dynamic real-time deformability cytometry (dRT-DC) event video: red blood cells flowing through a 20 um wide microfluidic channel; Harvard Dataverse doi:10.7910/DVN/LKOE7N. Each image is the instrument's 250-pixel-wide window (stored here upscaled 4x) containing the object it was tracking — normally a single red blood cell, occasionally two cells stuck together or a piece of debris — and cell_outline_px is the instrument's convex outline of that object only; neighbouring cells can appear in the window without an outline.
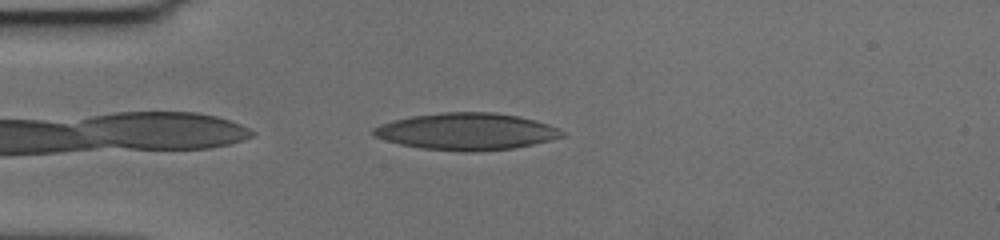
{"species": "human", "species_latin": "Homo sapiens", "temperature_condition": "cold", "stored_images_in_passage": 41, "camera_frame_rate_fps": 3000, "um_per_image_px": 0.085, "donor": {"sex": "female"}, "frame": {"image": 1, "passage_image": 3, "time_ms": 0.667, "image_size_px": [1000, 240], "cell_outline_px": [[564, 136], [532, 144], [512, 148], [468, 152], [460, 152], [420, 148], [400, 144], [372, 136], [372, 128], [380, 124], [392, 120], [412, 116], [440, 112], [496, 112], [536, 120], [560, 128], [564, 132]], "centroid_in_image_um": [39.62, 11.17], "position_along_channel_um": 45.4, "area_um2": 40.63}}
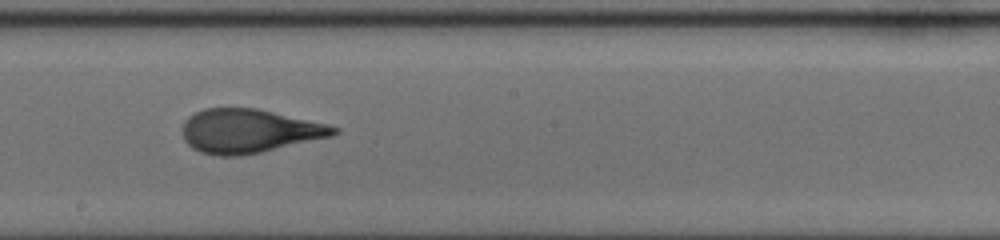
{"frame": {"image": 2, "passage_image": 20, "time_ms": 6.333, "image_size_px": [1000, 240], "cell_outline_px": [[340, 132], [332, 136], [260, 152], [240, 156], [216, 156], [200, 152], [192, 148], [184, 140], [184, 120], [188, 116], [204, 108], [256, 108], [324, 124], [340, 128]], "centroid_in_image_um": [21.13, 11.14], "position_along_channel_um": 227.1, "area_um2": 38.26}}
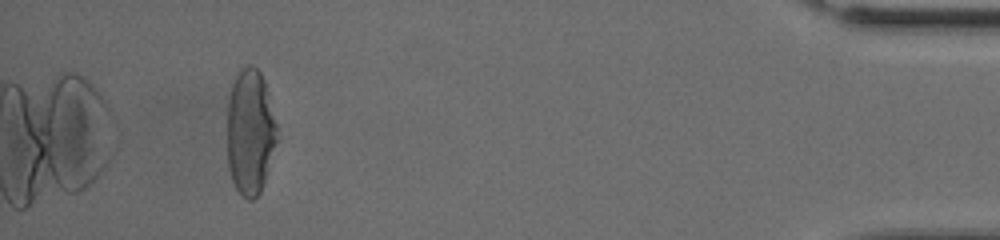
{"frame": {"image": 3, "passage_image": 41, "time_ms": 13.333, "image_size_px": [1000, 240], "cell_outline_px": [[276, 140], [264, 180], [260, 192], [252, 200], [248, 200], [236, 188], [232, 180], [228, 168], [228, 104], [232, 84], [240, 68], [248, 64], [252, 64], [260, 72], [264, 80], [276, 124]], "centroid_in_image_um": [21.24, 11.18], "position_along_channel_um": 414.0, "area_um2": 35.78}, "authors_computed_cell_mechanics": {"area_um2": 38.726, "velocity_mm_per_s": 3.5839, "shape_relaxation_time_tau1_ms": 5.0755, "shape_relaxation_time_tau2_ms": 1.1223, "deformation_change_tau1": 0.2034, "deformation_change_tau2": 0.0815}}